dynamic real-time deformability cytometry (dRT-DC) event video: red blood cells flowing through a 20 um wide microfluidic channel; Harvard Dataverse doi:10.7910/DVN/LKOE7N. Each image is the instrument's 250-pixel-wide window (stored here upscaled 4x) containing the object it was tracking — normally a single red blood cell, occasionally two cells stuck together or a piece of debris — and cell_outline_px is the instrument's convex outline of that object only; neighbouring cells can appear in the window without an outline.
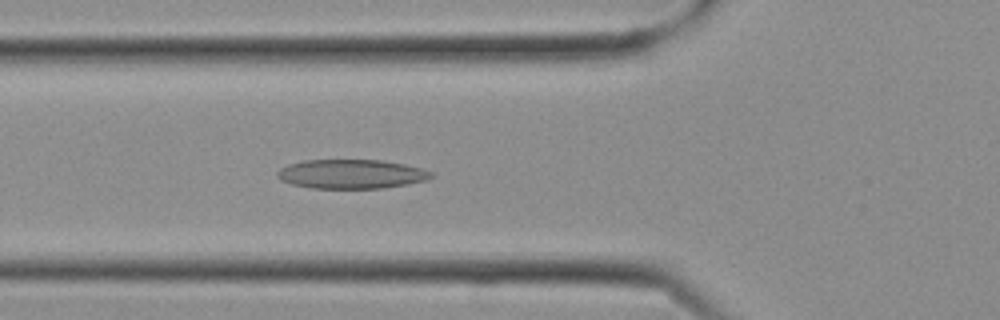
{"species": "Egyptian fruit bat (a non-hibernating species)", "species_latin": "Rousettus aegyptiacus", "temperature_condition": "cold", "stored_images_in_passage": 8, "camera_frame_rate_fps": 3000, "um_per_image_px": 0.085, "frame": {"image": 1, "passage_image": 8, "time_ms": 2.333, "image_size_px": [1000, 320], "cell_outline_px": [[436, 176], [424, 180], [408, 184], [384, 188], [312, 188], [292, 184], [280, 180], [276, 176], [276, 172], [280, 168], [288, 164], [304, 160], [380, 160], [404, 164], [420, 168], [432, 172]], "centroid_in_image_um": [29.84, 14.79], "position_along_channel_um": 96.0, "area_um2": 26.18}}